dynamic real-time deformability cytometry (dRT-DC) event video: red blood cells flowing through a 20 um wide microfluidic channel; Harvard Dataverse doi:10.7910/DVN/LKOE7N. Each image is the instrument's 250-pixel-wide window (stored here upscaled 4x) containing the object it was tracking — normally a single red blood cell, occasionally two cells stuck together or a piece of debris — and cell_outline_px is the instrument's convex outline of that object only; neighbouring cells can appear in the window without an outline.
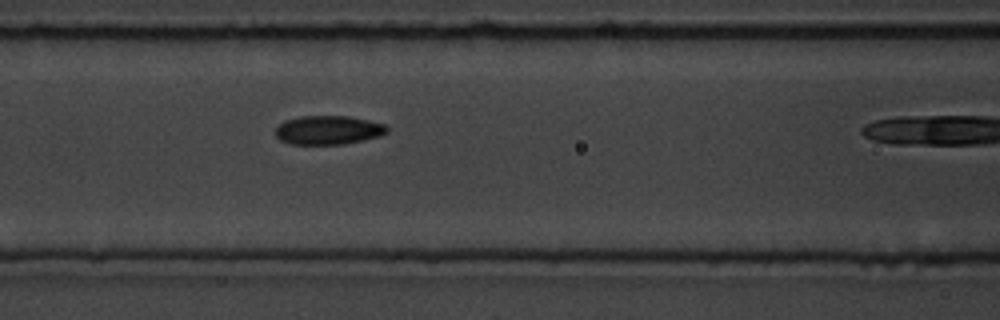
{"species": "common noctule bat (a hibernating species)", "species_latin": "Nyctalus noctula", "temperature_condition": "room temperature", "stored_images_in_passage": 6, "camera_frame_rate_fps": 3000, "um_per_image_px": 0.085, "animal": {"sex": "male", "body_mass_g": 19.5, "forearm_length_mm": 54.6}, "frame": {"image": 1, "passage_image": 5, "time_ms": 4.333, "image_size_px": [1000, 320], "cell_outline_px": [[388, 132], [380, 136], [344, 144], [292, 144], [280, 140], [276, 136], [276, 128], [284, 120], [300, 116], [348, 116], [388, 124]], "centroid_in_image_um": [27.93, 11.05], "position_along_channel_um": 138.7, "area_um2": 18.84}}